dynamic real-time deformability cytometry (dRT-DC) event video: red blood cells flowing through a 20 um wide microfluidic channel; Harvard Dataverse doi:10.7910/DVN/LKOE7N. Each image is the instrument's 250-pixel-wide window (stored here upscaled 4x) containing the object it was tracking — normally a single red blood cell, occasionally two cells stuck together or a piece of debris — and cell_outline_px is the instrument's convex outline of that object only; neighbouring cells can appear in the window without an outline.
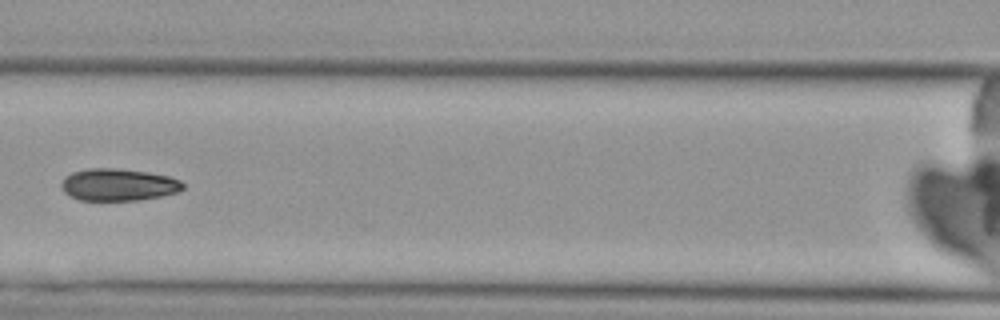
{"species": "Egyptian fruit bat (a non-hibernating species)", "species_latin": "Rousettus aegyptiacus", "temperature_condition": "cold", "stored_images_in_passage": 7, "camera_frame_rate_fps": 3000, "um_per_image_px": 0.085, "animal": {"sex": "female"}, "frame": {"image": 1, "passage_image": 7, "time_ms": 7.0, "image_size_px": [1000, 320], "cell_outline_px": [[184, 188], [180, 192], [140, 200], [80, 200], [68, 196], [64, 192], [60, 184], [64, 176], [72, 172], [88, 168], [116, 168], [148, 172], [168, 176], [180, 180], [184, 184]], "centroid_in_image_um": [10.04, 15.7], "position_along_channel_um": 156.6, "area_um2": 23.0}}